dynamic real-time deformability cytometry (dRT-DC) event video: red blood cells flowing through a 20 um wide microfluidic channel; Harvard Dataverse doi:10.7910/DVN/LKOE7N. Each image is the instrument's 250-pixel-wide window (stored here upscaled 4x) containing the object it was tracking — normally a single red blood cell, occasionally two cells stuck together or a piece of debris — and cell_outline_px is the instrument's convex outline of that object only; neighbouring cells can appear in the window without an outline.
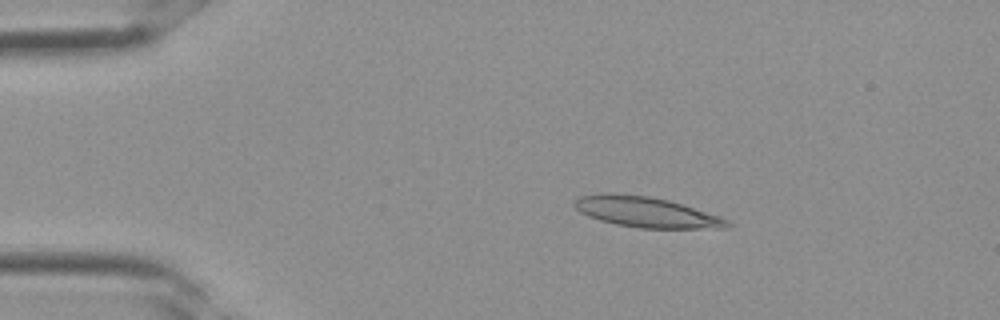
{"species": "Egyptian fruit bat (a non-hibernating species)", "species_latin": "Rousettus aegyptiacus", "temperature_condition": "room temperature", "stored_images_in_passage": 29, "camera_frame_rate_fps": 3000, "um_per_image_px": 0.085, "frame": {"image": 1, "passage_image": 1, "time_ms": 0.0, "image_size_px": [1000, 320], "cell_outline_px": [[732, 224], [728, 228], [640, 228], [616, 224], [600, 220], [588, 216], [580, 212], [572, 204], [572, 200], [580, 196], [600, 192], [608, 192], [648, 196], [668, 200], [720, 216], [728, 220]], "centroid_in_image_um": [54.87, 18.01], "position_along_channel_um": 30.1, "area_um2": 27.22}}
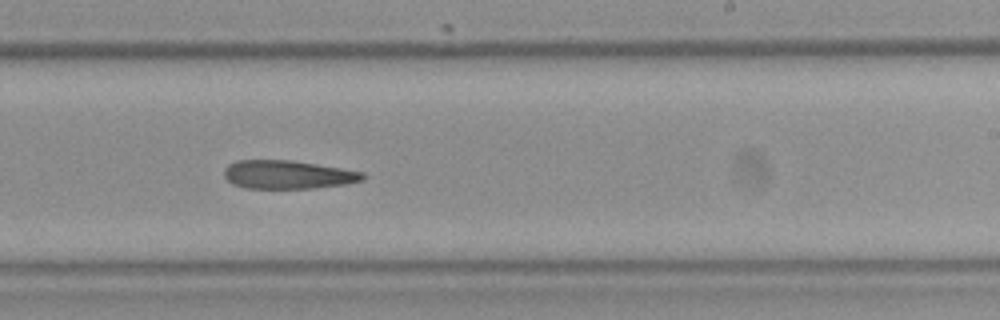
{"frame": {"image": 2, "passage_image": 16, "time_ms": 5.0, "image_size_px": [1000, 320], "cell_outline_px": [[368, 176], [364, 180], [348, 184], [312, 188], [244, 188], [232, 184], [224, 176], [224, 168], [228, 164], [236, 160], [292, 160], [364, 172]], "centroid_in_image_um": [24.47, 14.84], "position_along_channel_um": 264.5, "area_um2": 23.18}}
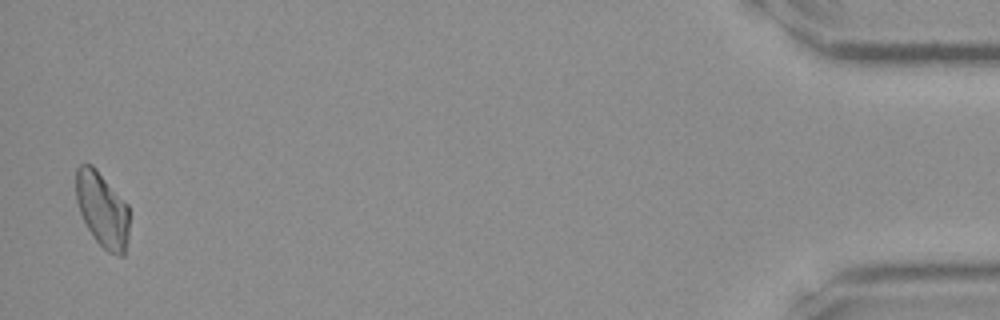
{"frame": {"image": 3, "passage_image": 29, "time_ms": 9.333, "image_size_px": [1000, 320], "cell_outline_px": [[128, 236], [124, 256], [120, 256], [108, 252], [96, 240], [88, 228], [80, 212], [76, 200], [76, 168], [80, 164], [92, 164], [96, 168], [128, 204]], "centroid_in_image_um": [8.7, 17.79], "position_along_channel_um": 426.5, "area_um2": 23.24}}